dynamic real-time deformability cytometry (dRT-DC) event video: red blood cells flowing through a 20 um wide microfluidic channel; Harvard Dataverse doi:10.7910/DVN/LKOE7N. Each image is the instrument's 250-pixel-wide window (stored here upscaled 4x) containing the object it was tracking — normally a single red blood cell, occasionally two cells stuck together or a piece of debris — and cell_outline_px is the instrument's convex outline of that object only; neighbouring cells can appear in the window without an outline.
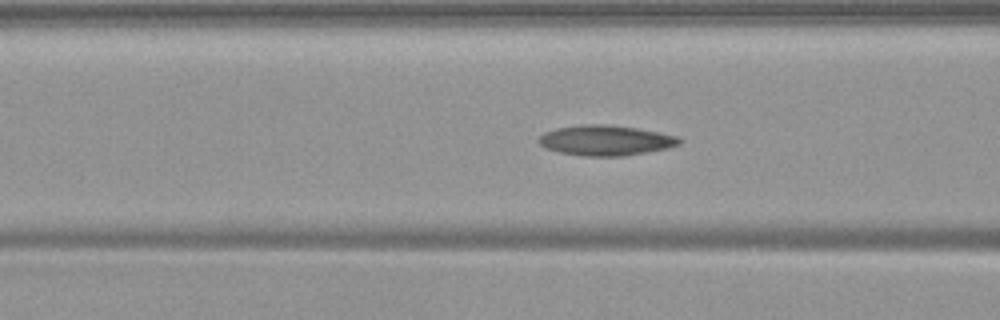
{"species": "common noctule bat (a hibernating species)", "species_latin": "Nyctalus noctula", "temperature_condition": "warm", "stored_images_in_passage": 56, "camera_frame_rate_fps": 3000, "um_per_image_px": 0.085, "animal": {"sex": "female", "body_mass_g": 19.9}, "frame": {"image": 1, "passage_image": 22, "time_ms": 7.0, "image_size_px": [1000, 320], "cell_outline_px": [[684, 140], [680, 144], [668, 148], [624, 156], [584, 156], [560, 152], [544, 148], [536, 140], [544, 132], [556, 128], [580, 124], [604, 124], [636, 128], [660, 132], [676, 136]], "centroid_in_image_um": [51.47, 11.93], "position_along_channel_um": 115.1, "area_um2": 24.91}}
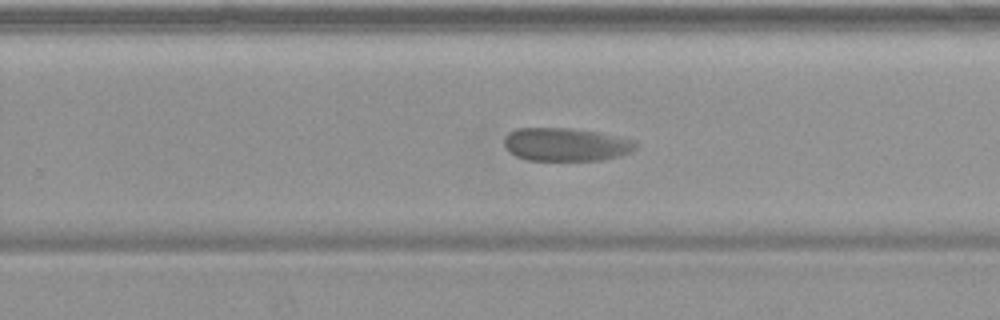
{"frame": {"image": 2, "passage_image": 36, "time_ms": 11.667, "image_size_px": [1000, 320], "cell_outline_px": [[636, 148], [632, 152], [620, 156], [600, 160], [528, 160], [516, 156], [508, 152], [504, 148], [504, 136], [508, 132], [516, 128], [572, 128], [596, 132], [636, 140]], "centroid_in_image_um": [48.07, 12.28], "position_along_channel_um": 281.7, "area_um2": 25.66}}
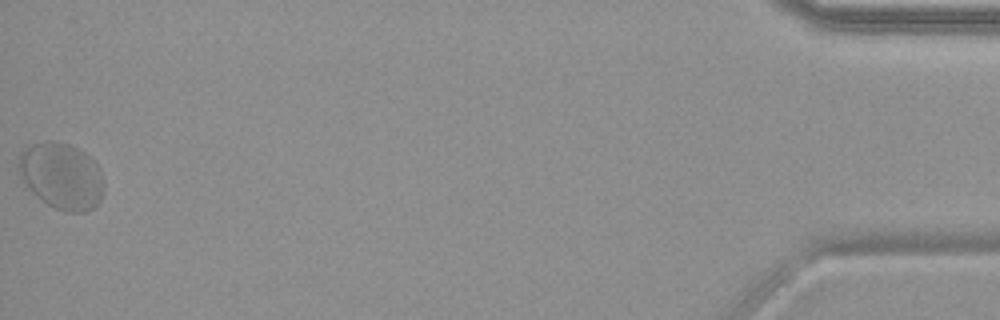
{"frame": {"image": 3, "passage_image": 56, "time_ms": 18.333, "image_size_px": [1000, 320], "cell_outline_px": [[104, 192], [100, 200], [92, 208], [84, 212], [68, 212], [56, 208], [48, 204], [36, 196], [24, 184], [16, 168], [16, 164], [20, 152], [32, 144], [44, 140], [52, 140], [68, 144], [80, 148], [100, 168], [104, 180]], "centroid_in_image_um": [5.21, 14.93], "position_along_channel_um": 430.0, "area_um2": 33.47}}